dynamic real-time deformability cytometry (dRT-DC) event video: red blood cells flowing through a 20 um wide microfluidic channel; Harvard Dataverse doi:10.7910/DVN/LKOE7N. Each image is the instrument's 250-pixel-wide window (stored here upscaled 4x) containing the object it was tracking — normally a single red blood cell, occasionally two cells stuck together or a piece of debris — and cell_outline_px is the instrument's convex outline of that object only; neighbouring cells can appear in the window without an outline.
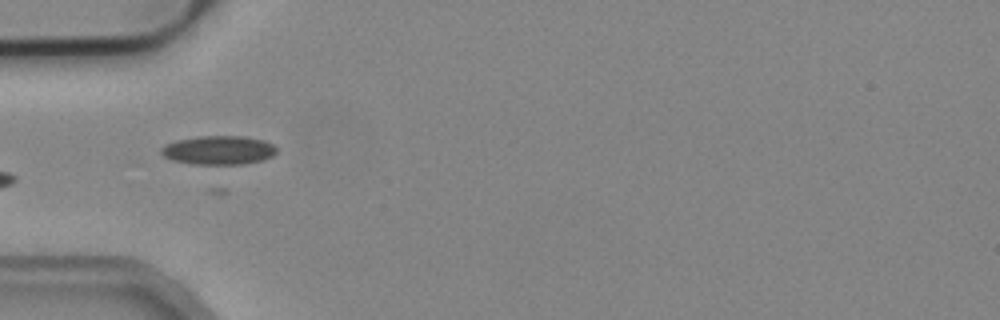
{"species": "common noctule bat (a hibernating species)", "species_latin": "Nyctalus noctula", "temperature_condition": "cold", "stored_images_in_passage": 23, "camera_frame_rate_fps": 3000, "um_per_image_px": 0.085, "animal": {"sex": "male", "body_mass_g": 19.2, "forearm_length_mm": 51.8}, "frame": {"image": 1, "passage_image": 1, "time_ms": 0.0, "image_size_px": [1000, 320], "cell_outline_px": [[276, 152], [272, 156], [264, 160], [244, 164], [192, 164], [172, 160], [164, 156], [160, 152], [160, 148], [176, 140], [200, 136], [244, 136], [264, 140], [272, 144], [276, 148]], "centroid_in_image_um": [18.59, 12.76], "position_along_channel_um": 66.4, "area_um2": 19.42}}